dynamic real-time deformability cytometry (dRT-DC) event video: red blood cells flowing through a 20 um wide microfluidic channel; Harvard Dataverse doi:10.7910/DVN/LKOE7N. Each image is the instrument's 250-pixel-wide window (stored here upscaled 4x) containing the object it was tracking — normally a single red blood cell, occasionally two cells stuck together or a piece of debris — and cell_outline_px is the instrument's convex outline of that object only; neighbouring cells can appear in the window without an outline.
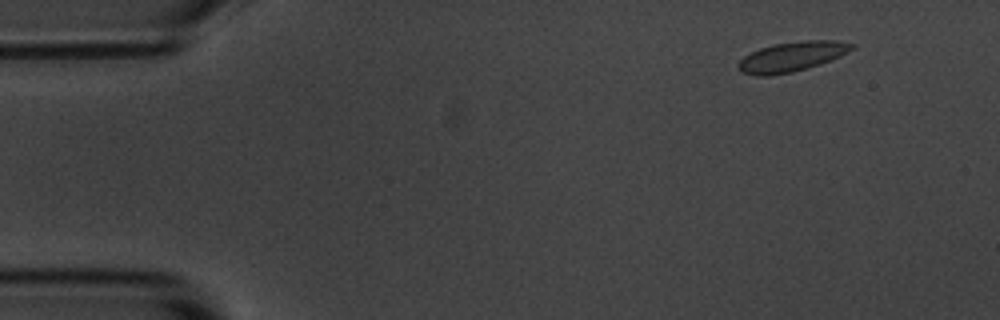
{"species": "common noctule bat (a hibernating species)", "species_latin": "Nyctalus noctula", "temperature_condition": "room temperature", "stored_images_in_passage": 57, "camera_frame_rate_fps": 3000, "um_per_image_px": 0.085, "animal": {"sex": "male", "body_mass_g": 20.1, "forearm_length_mm": 53.5}, "frame": {"image": 1, "passage_image": 6, "time_ms": 1.667, "image_size_px": [1000, 320], "cell_outline_px": [[856, 44], [848, 52], [832, 60], [808, 68], [792, 72], [768, 76], [756, 76], [740, 72], [736, 64], [744, 56], [760, 48], [776, 44], [804, 40], [836, 40]], "centroid_in_image_um": [67.3, 4.82], "position_along_channel_um": 17.7, "area_um2": 19.77}}
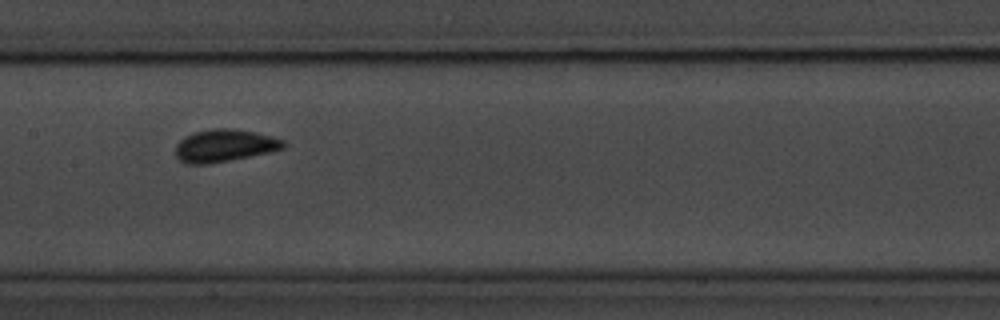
{"frame": {"image": 2, "passage_image": 28, "time_ms": 9.0, "image_size_px": [1000, 320], "cell_outline_px": [[288, 144], [284, 148], [272, 152], [208, 164], [184, 164], [176, 156], [176, 144], [184, 136], [196, 132], [216, 128], [232, 128], [256, 132], [272, 136], [284, 140]], "centroid_in_image_um": [19.11, 12.38], "position_along_channel_um": 188.3, "area_um2": 20.58}}
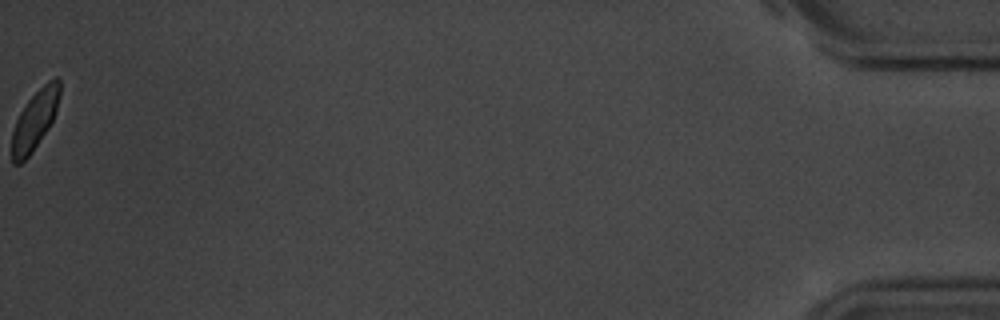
{"frame": {"image": 3, "passage_image": 57, "time_ms": 18.667, "image_size_px": [1000, 320], "cell_outline_px": [[60, 96], [56, 112], [48, 128], [32, 152], [20, 164], [12, 164], [12, 132], [16, 120], [20, 112], [28, 100], [48, 80], [56, 76], [60, 80]], "centroid_in_image_um": [2.96, 10.19], "position_along_channel_um": 432.2, "area_um2": 16.42}, "authors_computed_cell_mechanics": {"area_um2": 18.5538, "velocity_mm_per_s": 3.5644, "shape_relaxation_time_tau1_ms": 3.1975, "shape_relaxation_time_tau2_ms": null, "deformation_change_tau1": 0.085, "deformation_change_tau2": null}}